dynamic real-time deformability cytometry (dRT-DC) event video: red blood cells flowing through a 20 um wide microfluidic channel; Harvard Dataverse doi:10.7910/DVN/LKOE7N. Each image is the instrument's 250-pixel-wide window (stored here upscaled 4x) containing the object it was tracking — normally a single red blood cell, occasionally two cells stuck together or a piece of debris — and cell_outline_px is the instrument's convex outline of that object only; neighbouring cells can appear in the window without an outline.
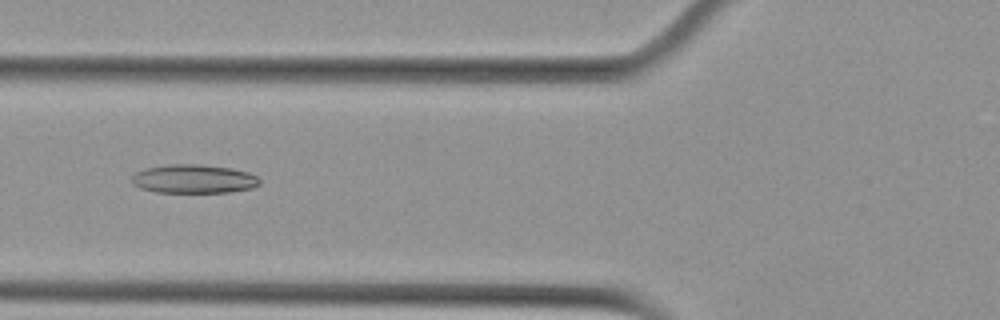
{"species": "Egyptian fruit bat (a non-hibernating species)", "species_latin": "Rousettus aegyptiacus", "temperature_condition": "cold", "stored_images_in_passage": 7, "camera_frame_rate_fps": 3000, "um_per_image_px": 0.085, "animal": {"sex": "female"}, "frame": {"image": 1, "passage_image": 6, "time_ms": 1.667, "image_size_px": [1000, 320], "cell_outline_px": [[260, 184], [252, 188], [228, 192], [156, 192], [140, 188], [132, 184], [132, 176], [136, 172], [144, 168], [168, 164], [200, 164], [232, 168], [248, 172], [256, 176], [260, 180]], "centroid_in_image_um": [16.45, 15.2], "position_along_channel_um": 109.3, "area_um2": 21.5}}
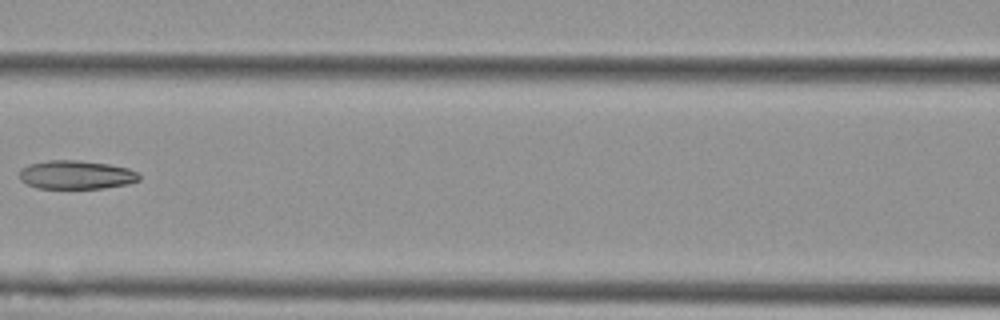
{"frame": {"image": 2, "passage_image": 7, "time_ms": 2.0, "image_size_px": [1000, 320], "cell_outline_px": [[140, 180], [128, 184], [104, 188], [36, 188], [20, 180], [20, 168], [28, 164], [48, 160], [80, 160], [108, 164], [128, 168], [136, 172], [140, 176]], "centroid_in_image_um": [6.46, 14.85], "position_along_channel_um": 160.1, "area_um2": 20.06}}